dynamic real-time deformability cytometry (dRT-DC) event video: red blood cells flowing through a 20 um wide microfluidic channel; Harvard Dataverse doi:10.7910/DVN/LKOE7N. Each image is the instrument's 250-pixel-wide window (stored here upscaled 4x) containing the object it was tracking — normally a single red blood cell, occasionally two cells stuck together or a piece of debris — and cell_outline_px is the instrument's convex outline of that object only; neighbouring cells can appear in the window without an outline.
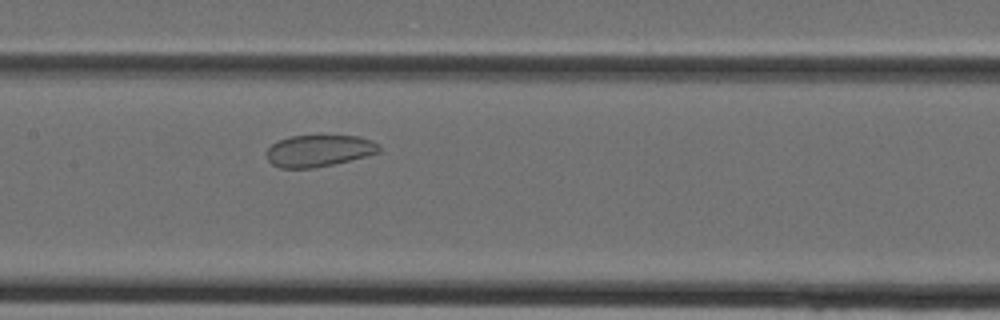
{"species": "Egyptian fruit bat (a non-hibernating species)", "species_latin": "Rousettus aegyptiacus", "temperature_condition": "cold", "stored_images_in_passage": 34, "camera_frame_rate_fps": 3000, "um_per_image_px": 0.085, "animal": {"sex": "female"}, "frame": {"image": 1, "passage_image": 16, "time_ms": 5.0, "image_size_px": [1000, 320], "cell_outline_px": [[380, 152], [332, 164], [312, 168], [280, 168], [272, 164], [268, 160], [268, 148], [276, 140], [288, 136], [320, 132], [356, 136], [372, 140], [380, 144]], "centroid_in_image_um": [27.1, 12.74], "position_along_channel_um": 180.3, "area_um2": 21.62}}
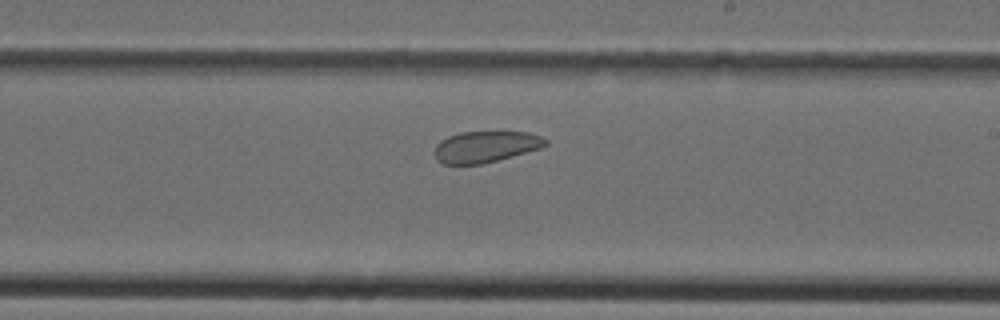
{"frame": {"image": 2, "passage_image": 20, "time_ms": 6.333, "image_size_px": [1000, 320], "cell_outline_px": [[548, 144], [540, 148], [512, 156], [480, 164], [444, 164], [436, 160], [436, 144], [440, 140], [448, 136], [460, 132], [528, 132], [540, 136], [548, 140]], "centroid_in_image_um": [41.27, 12.46], "position_along_channel_um": 247.7, "area_um2": 20.06}}
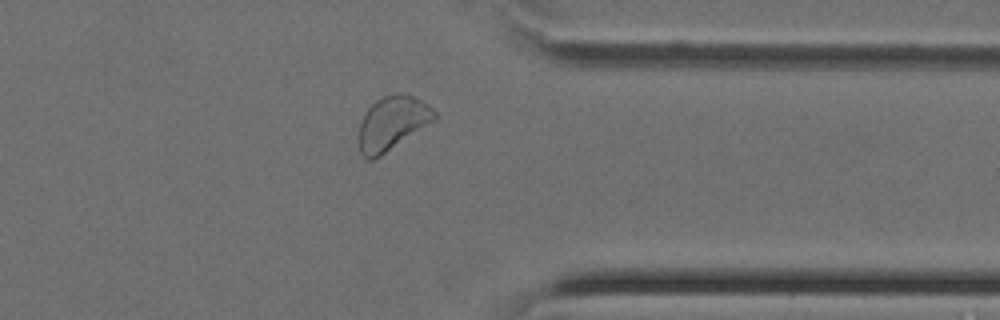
{"frame": {"image": 3, "passage_image": 28, "time_ms": 9.0, "image_size_px": [1000, 320], "cell_outline_px": [[436, 120], [380, 156], [372, 160], [368, 160], [360, 152], [360, 124], [368, 108], [376, 100], [384, 96], [400, 92], [412, 96], [428, 104], [436, 112]], "centroid_in_image_um": [33.37, 10.46], "position_along_channel_um": 378.0, "area_um2": 23.41}}